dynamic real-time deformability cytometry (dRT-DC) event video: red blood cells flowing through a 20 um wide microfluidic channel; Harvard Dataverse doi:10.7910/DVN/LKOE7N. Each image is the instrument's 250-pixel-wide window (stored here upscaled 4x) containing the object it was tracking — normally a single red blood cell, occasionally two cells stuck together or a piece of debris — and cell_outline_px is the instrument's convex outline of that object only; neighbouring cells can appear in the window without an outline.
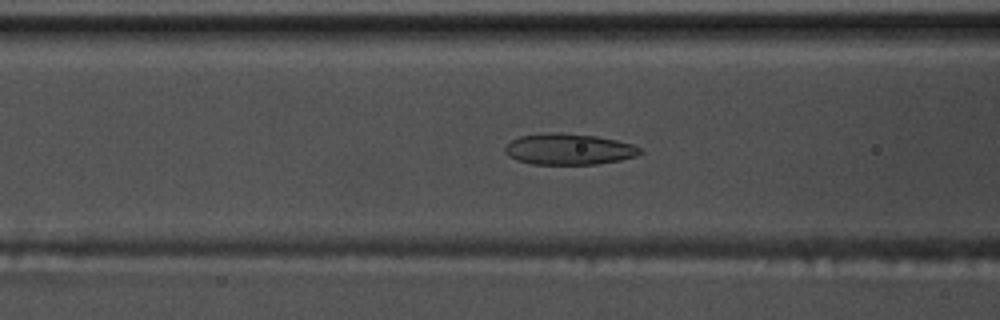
{"species": "common noctule bat (a hibernating species)", "species_latin": "Nyctalus noctula", "temperature_condition": "warm", "stored_images_in_passage": 55, "camera_frame_rate_fps": 3000, "um_per_image_px": 0.085, "animal": {"sex": "male", "body_mass_g": 17.5, "forearm_length_mm": 52.3}, "frame": {"image": 1, "passage_image": 22, "time_ms": 7.0, "image_size_px": [1000, 320], "cell_outline_px": [[644, 152], [636, 156], [620, 160], [596, 164], [532, 164], [516, 160], [508, 156], [504, 152], [504, 148], [512, 140], [520, 136], [552, 132], [556, 132], [596, 136], [616, 140], [632, 144], [644, 148]], "centroid_in_image_um": [48.38, 12.68], "position_along_channel_um": 118.2, "area_um2": 24.57}}
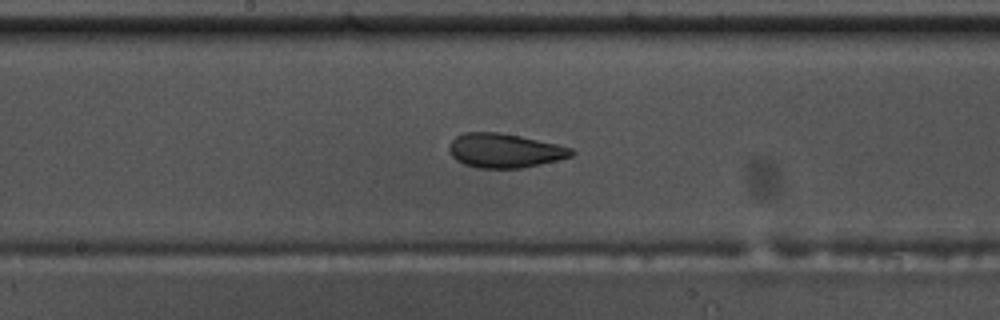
{"frame": {"image": 2, "passage_image": 29, "time_ms": 9.333, "image_size_px": [1000, 320], "cell_outline_px": [[576, 152], [572, 156], [540, 164], [520, 168], [476, 168], [464, 164], [456, 160], [452, 156], [448, 148], [448, 144], [456, 136], [464, 132], [500, 132], [520, 136], [556, 144], [572, 148]], "centroid_in_image_um": [42.86, 12.8], "position_along_channel_um": 205.3, "area_um2": 24.39}}
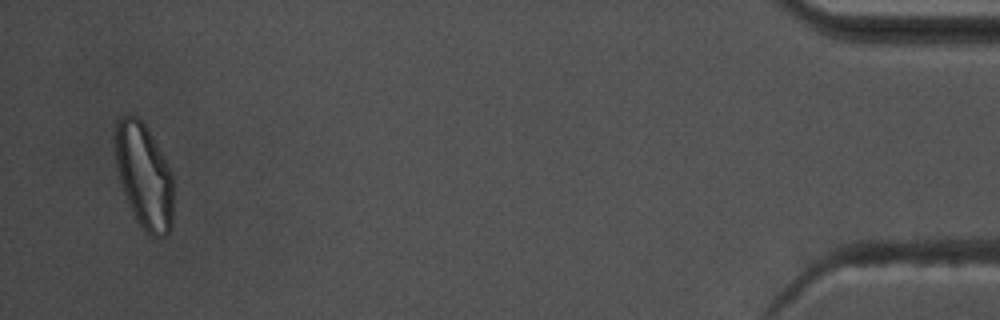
{"frame": {"image": 3, "passage_image": 53, "time_ms": 17.333, "image_size_px": [1000, 320], "cell_outline_px": [[172, 228], [168, 236], [152, 236], [136, 220], [132, 212], [124, 192], [116, 168], [112, 140], [112, 136], [116, 120], [120, 116], [136, 116], [144, 124], [156, 144], [172, 176]], "centroid_in_image_um": [12.19, 14.93], "position_along_channel_um": 423.0, "area_um2": 35.55}, "authors_computed_cell_mechanics": {"area_um2": 26.6458, "velocity_mm_per_s": 3.744, "shape_relaxation_time_tau1_ms": 4.7311, "shape_relaxation_time_tau2_ms": 1.4053, "deformation_change_tau1": 0.1519, "deformation_change_tau2": 0.081}}